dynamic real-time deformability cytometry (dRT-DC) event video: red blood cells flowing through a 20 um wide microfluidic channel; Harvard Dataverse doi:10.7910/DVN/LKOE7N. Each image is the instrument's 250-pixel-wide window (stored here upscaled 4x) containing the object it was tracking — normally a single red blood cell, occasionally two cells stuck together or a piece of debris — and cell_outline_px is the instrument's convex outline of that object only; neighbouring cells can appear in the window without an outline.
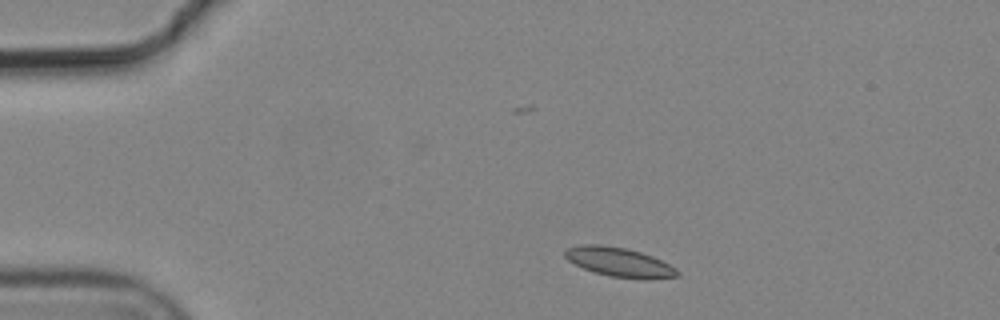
{"species": "common noctule bat (a hibernating species)", "species_latin": "Nyctalus noctula", "temperature_condition": "cold", "stored_images_in_passage": 4, "camera_frame_rate_fps": 3000, "um_per_image_px": 0.085, "animal": {"sex": "male", "body_mass_g": 19.2, "forearm_length_mm": 51.8}, "frame": {"image": 1, "passage_image": 1, "time_ms": 0.0, "image_size_px": [1000, 320], "cell_outline_px": [[680, 272], [676, 276], [648, 280], [644, 280], [612, 276], [596, 272], [584, 268], [568, 260], [564, 256], [564, 252], [568, 248], [584, 244], [600, 244], [624, 248], [640, 252], [652, 256], [676, 268]], "centroid_in_image_um": [52.65, 22.29], "position_along_channel_um": 32.3, "area_um2": 18.9}}
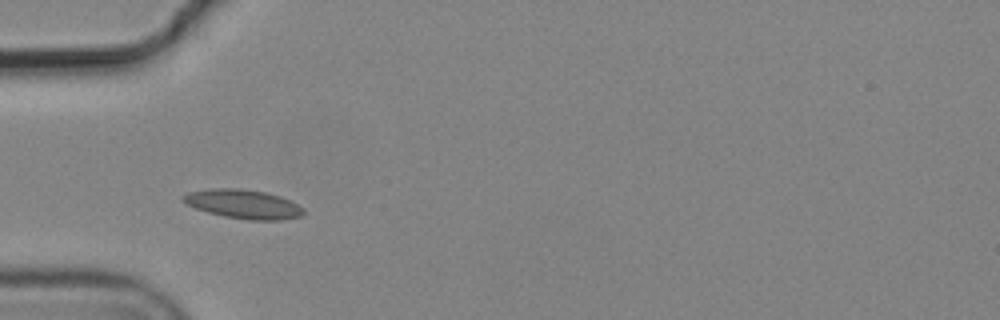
{"frame": {"image": 2, "passage_image": 3, "time_ms": 0.667, "image_size_px": [1000, 320], "cell_outline_px": [[304, 212], [300, 216], [284, 220], [248, 220], [224, 216], [208, 212], [184, 204], [180, 200], [188, 192], [208, 188], [236, 188], [268, 192], [280, 196], [304, 208]], "centroid_in_image_um": [20.65, 17.34], "position_along_channel_um": 64.3, "area_um2": 20.46}}
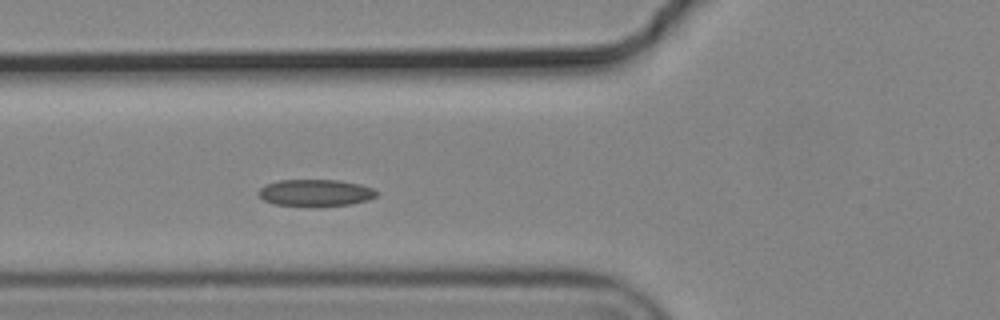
{"frame": {"image": 3, "passage_image": 4, "time_ms": 1.0, "image_size_px": [1000, 320], "cell_outline_px": [[380, 192], [376, 196], [368, 200], [348, 204], [276, 204], [264, 200], [256, 192], [264, 184], [280, 180], [340, 180], [360, 184], [372, 188]], "centroid_in_image_um": [26.82, 16.34], "position_along_channel_um": 99.0, "area_um2": 17.86}}